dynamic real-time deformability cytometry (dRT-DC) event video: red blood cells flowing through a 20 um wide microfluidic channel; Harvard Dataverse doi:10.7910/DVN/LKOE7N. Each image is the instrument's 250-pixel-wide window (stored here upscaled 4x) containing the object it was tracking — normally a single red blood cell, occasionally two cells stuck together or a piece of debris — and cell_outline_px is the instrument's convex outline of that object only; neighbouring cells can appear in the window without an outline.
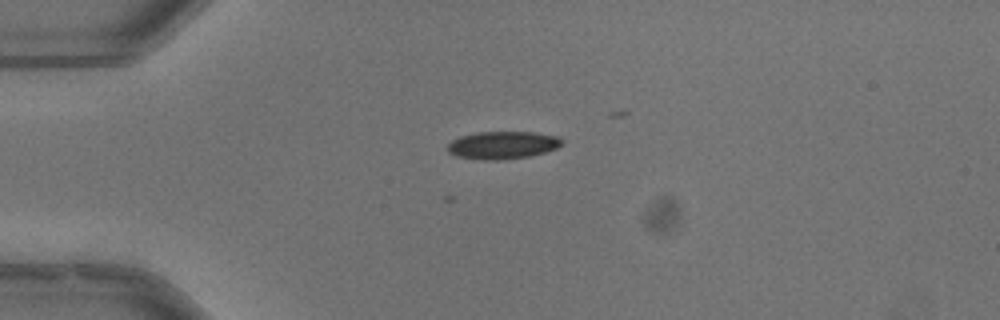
{"species": "common noctule bat (a hibernating species)", "species_latin": "Nyctalus noctula", "temperature_condition": "warm", "stored_images_in_passage": 3, "camera_frame_rate_fps": 3000, "um_per_image_px": 0.085, "animal": {"sex": "male", "body_mass_g": 13.3}, "frame": {"image": 1, "passage_image": 1, "time_ms": 0.0, "image_size_px": [1000, 320], "cell_outline_px": [[564, 144], [556, 148], [544, 152], [528, 156], [496, 160], [480, 160], [456, 156], [448, 152], [448, 144], [452, 140], [460, 136], [476, 132], [532, 132], [560, 136], [564, 140]], "centroid_in_image_um": [42.73, 12.32], "position_along_channel_um": 42.3, "area_um2": 18.5}}